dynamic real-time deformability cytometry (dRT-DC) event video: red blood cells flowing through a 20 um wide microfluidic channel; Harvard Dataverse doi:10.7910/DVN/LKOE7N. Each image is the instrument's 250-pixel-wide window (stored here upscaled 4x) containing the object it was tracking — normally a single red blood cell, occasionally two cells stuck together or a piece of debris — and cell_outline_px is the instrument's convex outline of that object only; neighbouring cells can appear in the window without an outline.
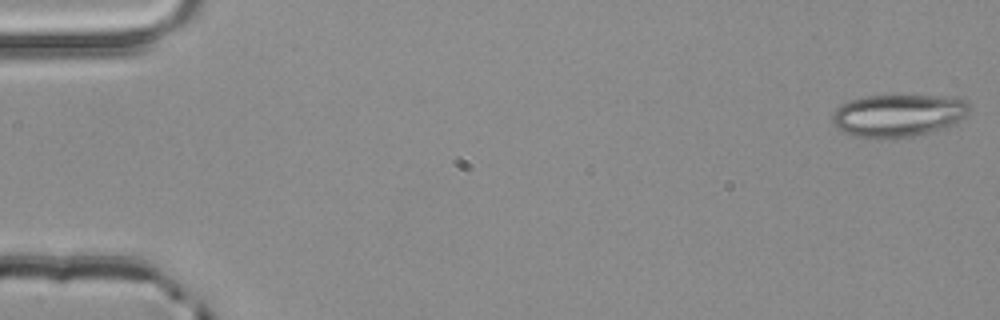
{"species": "common noctule bat (a hibernating species)", "species_latin": "Nyctalus noctula", "temperature_condition": "room temperature", "stored_images_in_passage": 53, "camera_frame_rate_fps": 3000, "um_per_image_px": 0.085, "animal": {"sex": "male", "body_mass_g": 20.4}, "frame": {"image": 1, "passage_image": 1, "time_ms": 0.0, "image_size_px": [1000, 320], "cell_outline_px": [[968, 112], [956, 124], [928, 132], [912, 136], [856, 136], [844, 132], [836, 128], [832, 120], [832, 112], [840, 104], [864, 96], [956, 96], [964, 100], [968, 104]], "centroid_in_image_um": [76.35, 9.77], "position_along_channel_um": 8.7, "area_um2": 33.35}}
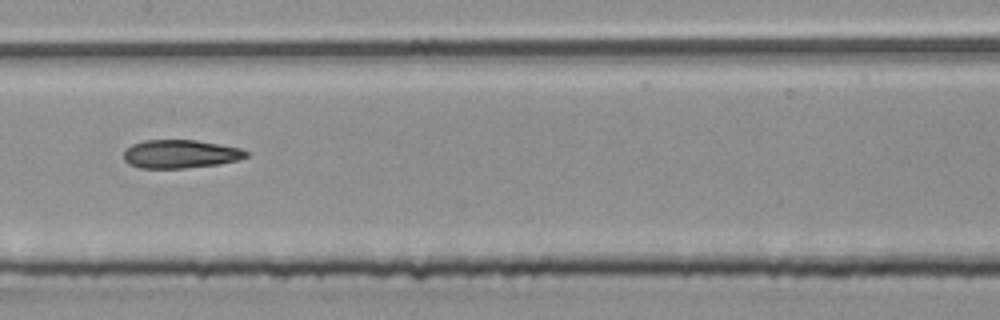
{"frame": {"image": 2, "passage_image": 27, "time_ms": 8.667, "image_size_px": [1000, 320], "cell_outline_px": [[248, 156], [240, 160], [216, 164], [184, 168], [140, 168], [128, 164], [124, 160], [124, 148], [132, 144], [144, 140], [196, 140], [220, 144], [240, 148], [248, 152]], "centroid_in_image_um": [15.31, 13.08], "position_along_channel_um": 192.1, "area_um2": 20.35}}
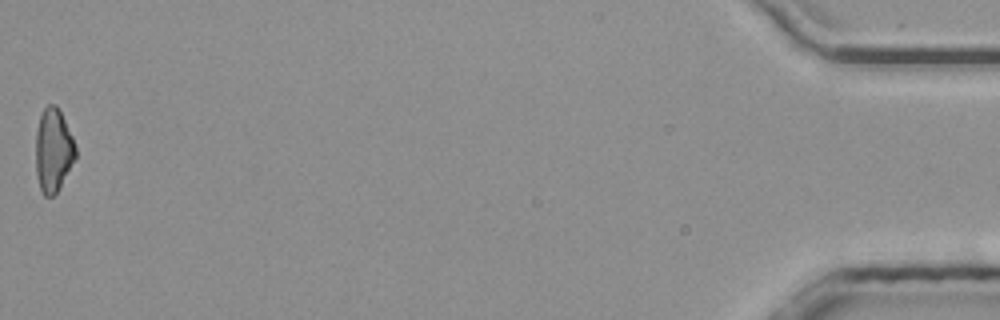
{"frame": {"image": 3, "passage_image": 53, "time_ms": 17.333, "image_size_px": [1000, 320], "cell_outline_px": [[76, 160], [56, 192], [52, 196], [44, 196], [40, 188], [36, 176], [36, 132], [40, 116], [44, 108], [48, 104], [56, 104], [72, 136], [76, 148]], "centroid_in_image_um": [4.53, 12.78], "position_along_channel_um": 430.7, "area_um2": 19.31}, "authors_computed_cell_mechanics": {"area_um2": 20.8658, "velocity_mm_per_s": 3.9464, "shape_relaxation_time_tau1_ms": null, "shape_relaxation_time_tau2_ms": 5.8907, "deformation_change_tau1": null, "deformation_change_tau2": 0.1765}}